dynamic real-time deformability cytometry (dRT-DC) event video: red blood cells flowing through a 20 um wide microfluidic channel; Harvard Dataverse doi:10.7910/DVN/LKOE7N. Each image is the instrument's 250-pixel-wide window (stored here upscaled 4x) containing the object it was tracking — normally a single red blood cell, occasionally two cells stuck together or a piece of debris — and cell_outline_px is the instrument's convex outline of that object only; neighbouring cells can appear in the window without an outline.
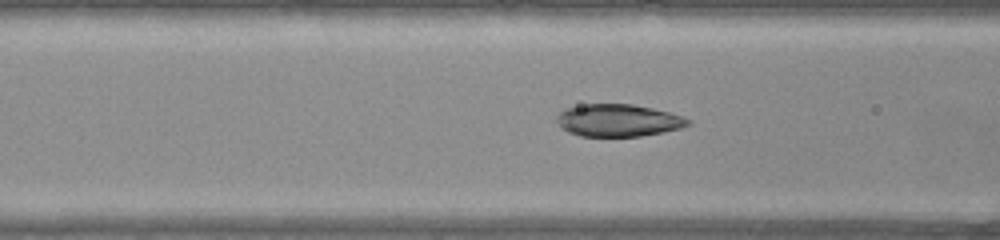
{"species": "common noctule bat (a hibernating species)", "species_latin": "Nyctalus noctula", "temperature_condition": "warm", "stored_images_in_passage": 52, "camera_frame_rate_fps": 3000, "um_per_image_px": 0.085, "animal": {"sex": "female", "body_mass_g": 22.0, "forearm_length_mm": 56.7}, "frame": {"image": 1, "passage_image": 19, "time_ms": 6.0, "image_size_px": [1000, 240], "cell_outline_px": [[692, 124], [680, 128], [664, 132], [640, 136], [580, 136], [568, 132], [556, 120], [556, 116], [560, 112], [568, 108], [588, 104], [632, 104], [652, 108], [668, 112], [692, 120]], "centroid_in_image_um": [52.58, 10.24], "position_along_channel_um": 114.0, "area_um2": 24.51}}
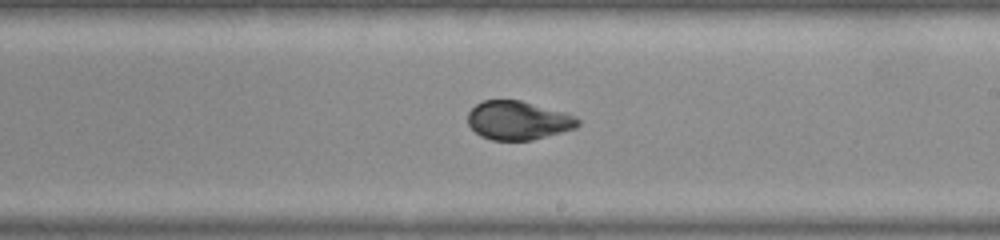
{"frame": {"image": 2, "passage_image": 29, "time_ms": 9.333, "image_size_px": [1000, 240], "cell_outline_px": [[580, 124], [576, 128], [532, 140], [492, 140], [480, 136], [468, 124], [468, 112], [476, 104], [484, 100], [520, 100], [564, 112], [576, 116], [580, 120]], "centroid_in_image_um": [44.04, 10.23], "position_along_channel_um": 245.0, "area_um2": 24.8}}
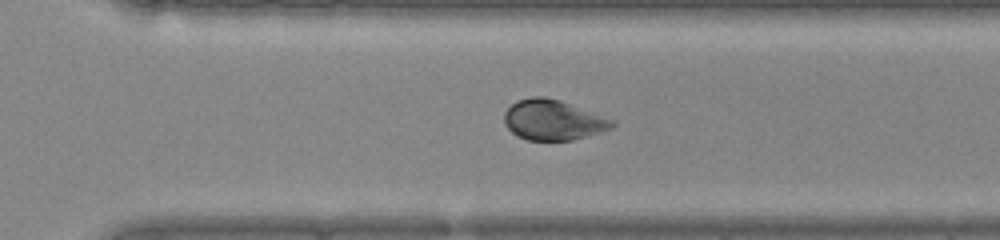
{"frame": {"image": 3, "passage_image": 35, "time_ms": 11.333, "image_size_px": [1000, 240], "cell_outline_px": [[616, 124], [612, 128], [600, 132], [572, 140], [528, 140], [516, 136], [504, 124], [504, 112], [516, 100], [532, 96], [544, 96], [560, 100], [616, 120]], "centroid_in_image_um": [47.01, 10.19], "position_along_channel_um": 323.6, "area_um2": 25.49}, "authors_computed_cell_mechanics": {"area_um2": 26.9926, "velocity_mm_per_s": 3.9349, "shape_relaxation_time_tau1_ms": 2.846, "shape_relaxation_time_tau2_ms": 0.8964, "deformation_change_tau1": 0.1486, "deformation_change_tau2": 0.0488}}